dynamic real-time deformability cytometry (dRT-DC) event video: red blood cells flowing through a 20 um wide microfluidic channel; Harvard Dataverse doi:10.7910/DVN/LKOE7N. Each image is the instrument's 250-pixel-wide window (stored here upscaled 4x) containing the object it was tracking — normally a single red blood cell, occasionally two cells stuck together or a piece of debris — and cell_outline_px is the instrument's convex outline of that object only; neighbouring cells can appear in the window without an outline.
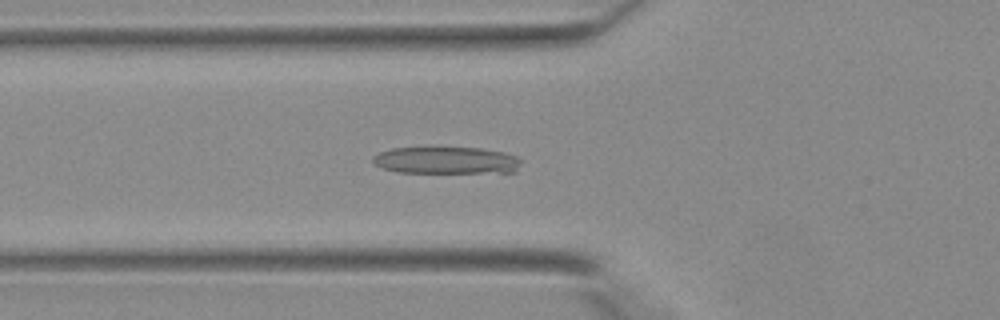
{"species": "Egyptian fruit bat (a non-hibernating species)", "species_latin": "Rousettus aegyptiacus", "temperature_condition": "warm", "stored_images_in_passage": 30, "camera_frame_rate_fps": 3000, "um_per_image_px": 0.085, "animal": {"sex": "female"}, "frame": {"image": 1, "passage_image": 8, "time_ms": 2.333, "image_size_px": [1000, 320], "cell_outline_px": [[520, 160], [516, 172], [400, 172], [384, 168], [376, 164], [372, 160], [372, 156], [380, 152], [392, 148], [432, 144], [480, 148], [504, 152], [516, 156]], "centroid_in_image_um": [37.89, 13.56], "position_along_channel_um": 87.9, "area_um2": 24.22}}
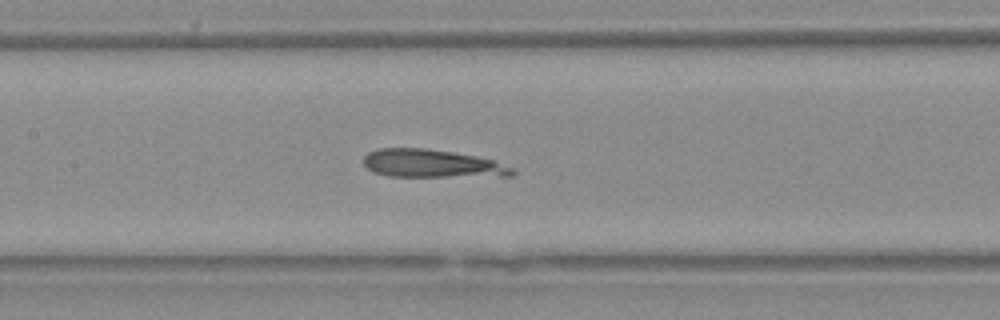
{"frame": {"image": 2, "passage_image": 13, "time_ms": 4.0, "image_size_px": [1000, 320], "cell_outline_px": [[516, 172], [512, 176], [388, 176], [376, 172], [368, 168], [364, 164], [364, 156], [368, 152], [376, 148], [424, 148], [452, 152], [476, 156], [492, 160], [516, 168]], "centroid_in_image_um": [36.74, 13.9], "position_along_channel_um": 170.7, "area_um2": 24.22}}
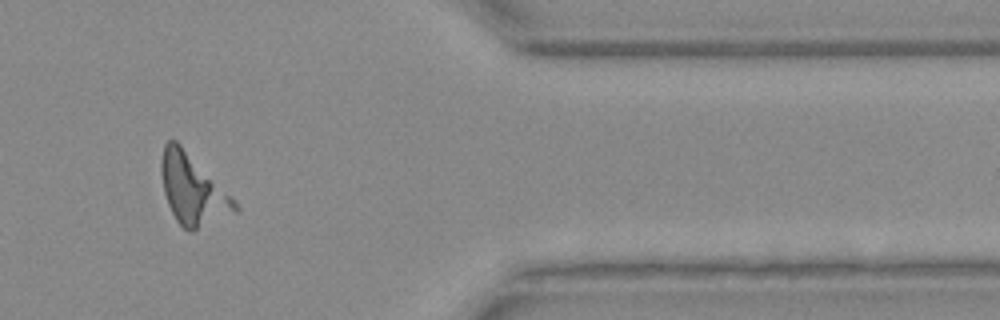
{"frame": {"image": 3, "passage_image": 28, "time_ms": 9.0, "image_size_px": [1000, 320], "cell_outline_px": [[240, 208], [236, 212], [192, 232], [188, 232], [176, 220], [168, 204], [164, 192], [160, 168], [160, 160], [164, 144], [168, 140], [176, 140], [236, 200]], "centroid_in_image_um": [16.37, 16.13], "position_along_channel_um": 395.0, "area_um2": 29.94}}